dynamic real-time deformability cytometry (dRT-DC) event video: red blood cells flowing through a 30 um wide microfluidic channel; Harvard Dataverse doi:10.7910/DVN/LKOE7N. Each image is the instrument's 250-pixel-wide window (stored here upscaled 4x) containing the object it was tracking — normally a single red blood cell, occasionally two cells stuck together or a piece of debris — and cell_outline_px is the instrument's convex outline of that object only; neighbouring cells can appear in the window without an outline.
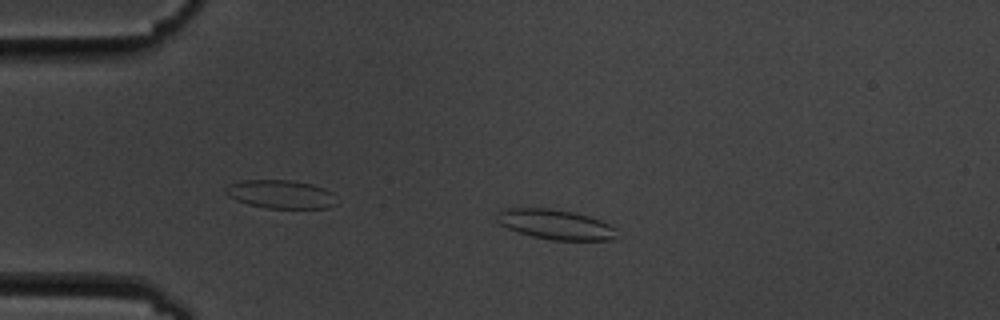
{"species": "common noctule bat (a hibernating species)", "species_latin": "Nyctalus noctula", "temperature_condition": "cold", "stored_images_in_passage": 3, "camera_frame_rate_fps": 3000, "um_per_image_px": 0.085, "animal": {"sex": "male", "body_mass_g": 19.5, "forearm_length_mm": 54.6}, "frame": {"image": 1, "passage_image": 2, "time_ms": 1.0, "image_size_px": [1000, 320], "cell_outline_px": [[616, 240], [552, 240], [532, 236], [516, 232], [500, 224], [496, 220], [496, 212], [504, 208], [548, 208], [572, 212], [588, 216], [600, 220], [616, 228]], "centroid_in_image_um": [47.19, 19.08], "position_along_channel_um": 37.8, "area_um2": 20.98}}